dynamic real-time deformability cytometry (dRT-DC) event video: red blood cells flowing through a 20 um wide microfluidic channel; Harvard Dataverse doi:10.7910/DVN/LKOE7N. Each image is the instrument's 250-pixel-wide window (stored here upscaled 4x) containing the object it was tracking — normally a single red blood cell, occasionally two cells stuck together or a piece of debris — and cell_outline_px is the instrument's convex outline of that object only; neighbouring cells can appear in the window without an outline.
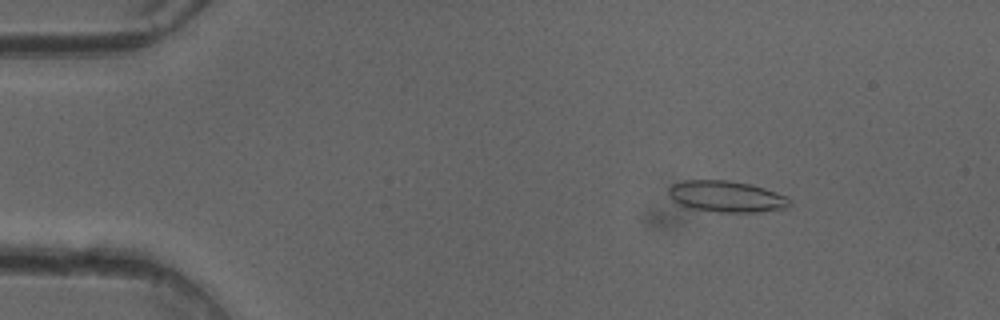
{"species": "common noctule bat (a hibernating species)", "species_latin": "Nyctalus noctula", "temperature_condition": "cold", "stored_images_in_passage": 15, "camera_frame_rate_fps": 3000, "um_per_image_px": 0.085, "animal": {"sex": "female"}, "frame": {"image": 1, "passage_image": 7, "time_ms": 2.0, "image_size_px": [1000, 320], "cell_outline_px": [[792, 200], [784, 208], [752, 212], [720, 212], [692, 208], [680, 204], [668, 196], [668, 188], [672, 184], [684, 180], [728, 180], [752, 184], [788, 196]], "centroid_in_image_um": [61.73, 16.68], "position_along_channel_um": 23.3, "area_um2": 21.96}}
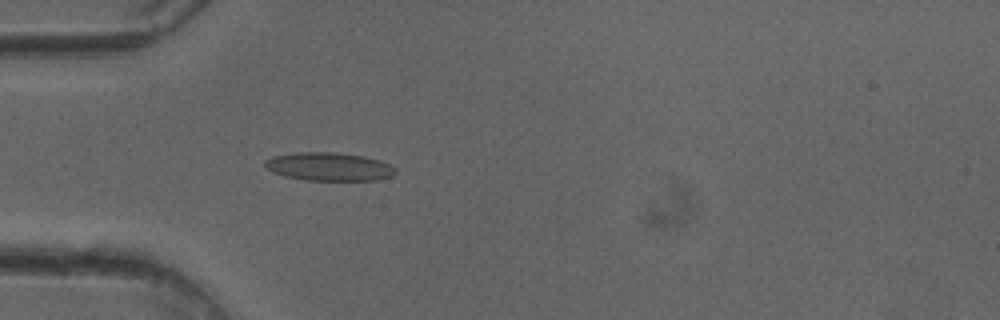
{"frame": {"image": 2, "passage_image": 15, "time_ms": 4.667, "image_size_px": [1000, 320], "cell_outline_px": [[396, 172], [392, 176], [376, 180], [304, 180], [284, 176], [272, 172], [264, 164], [264, 160], [272, 156], [296, 152], [336, 152], [364, 156], [380, 160], [396, 168]], "centroid_in_image_um": [27.95, 14.16], "position_along_channel_um": 57.0, "area_um2": 21.62}}